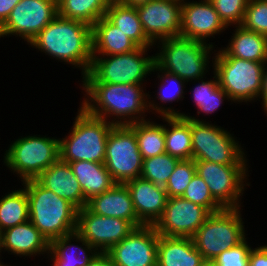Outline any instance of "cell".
Wrapping results in <instances>:
<instances>
[{
	"label": "cell",
	"instance_id": "3",
	"mask_svg": "<svg viewBox=\"0 0 267 266\" xmlns=\"http://www.w3.org/2000/svg\"><path fill=\"white\" fill-rule=\"evenodd\" d=\"M29 203V221L50 243L77 229L78 209L35 179L23 181Z\"/></svg>",
	"mask_w": 267,
	"mask_h": 266
},
{
	"label": "cell",
	"instance_id": "38",
	"mask_svg": "<svg viewBox=\"0 0 267 266\" xmlns=\"http://www.w3.org/2000/svg\"><path fill=\"white\" fill-rule=\"evenodd\" d=\"M221 20L229 25H241L249 0H209Z\"/></svg>",
	"mask_w": 267,
	"mask_h": 266
},
{
	"label": "cell",
	"instance_id": "43",
	"mask_svg": "<svg viewBox=\"0 0 267 266\" xmlns=\"http://www.w3.org/2000/svg\"><path fill=\"white\" fill-rule=\"evenodd\" d=\"M87 266H115L106 253H98Z\"/></svg>",
	"mask_w": 267,
	"mask_h": 266
},
{
	"label": "cell",
	"instance_id": "46",
	"mask_svg": "<svg viewBox=\"0 0 267 266\" xmlns=\"http://www.w3.org/2000/svg\"><path fill=\"white\" fill-rule=\"evenodd\" d=\"M199 266H215L213 261L203 260Z\"/></svg>",
	"mask_w": 267,
	"mask_h": 266
},
{
	"label": "cell",
	"instance_id": "41",
	"mask_svg": "<svg viewBox=\"0 0 267 266\" xmlns=\"http://www.w3.org/2000/svg\"><path fill=\"white\" fill-rule=\"evenodd\" d=\"M248 266H267V245L251 249Z\"/></svg>",
	"mask_w": 267,
	"mask_h": 266
},
{
	"label": "cell",
	"instance_id": "31",
	"mask_svg": "<svg viewBox=\"0 0 267 266\" xmlns=\"http://www.w3.org/2000/svg\"><path fill=\"white\" fill-rule=\"evenodd\" d=\"M134 133L143 159L166 153L165 125L139 121L134 123Z\"/></svg>",
	"mask_w": 267,
	"mask_h": 266
},
{
	"label": "cell",
	"instance_id": "16",
	"mask_svg": "<svg viewBox=\"0 0 267 266\" xmlns=\"http://www.w3.org/2000/svg\"><path fill=\"white\" fill-rule=\"evenodd\" d=\"M210 214L181 196L168 197L162 216L153 226L162 236L192 237Z\"/></svg>",
	"mask_w": 267,
	"mask_h": 266
},
{
	"label": "cell",
	"instance_id": "29",
	"mask_svg": "<svg viewBox=\"0 0 267 266\" xmlns=\"http://www.w3.org/2000/svg\"><path fill=\"white\" fill-rule=\"evenodd\" d=\"M165 125L166 153L179 160L192 159L191 119L179 116L162 117Z\"/></svg>",
	"mask_w": 267,
	"mask_h": 266
},
{
	"label": "cell",
	"instance_id": "39",
	"mask_svg": "<svg viewBox=\"0 0 267 266\" xmlns=\"http://www.w3.org/2000/svg\"><path fill=\"white\" fill-rule=\"evenodd\" d=\"M160 71L159 73H161V76L159 75L158 73V77L157 78H160V81L162 82L161 85H160V89H159V92H157V95H158V99L163 103H166V102H173L175 100H178L184 98L182 94H184V84H185V80H183L182 78L178 77L177 75H174V74H171V73H168L164 70H161L156 64L153 65V68H152V71L155 72V71ZM172 80V81H171ZM167 81H171L172 82V88L174 86V88L172 90L174 91H171L170 89L168 90L165 89L166 88V82ZM168 83V82H167ZM165 87V88H164ZM162 88V89H161ZM164 89V90H163Z\"/></svg>",
	"mask_w": 267,
	"mask_h": 266
},
{
	"label": "cell",
	"instance_id": "32",
	"mask_svg": "<svg viewBox=\"0 0 267 266\" xmlns=\"http://www.w3.org/2000/svg\"><path fill=\"white\" fill-rule=\"evenodd\" d=\"M0 199V230L25 223L29 220V203L26 190L19 189Z\"/></svg>",
	"mask_w": 267,
	"mask_h": 266
},
{
	"label": "cell",
	"instance_id": "33",
	"mask_svg": "<svg viewBox=\"0 0 267 266\" xmlns=\"http://www.w3.org/2000/svg\"><path fill=\"white\" fill-rule=\"evenodd\" d=\"M215 80L203 81L198 79V85L194 87L192 97L194 98L195 104L198 108V114L200 111L205 114H211L217 111V109L222 104V101L226 98L229 101L228 94L219 86V81L217 75L214 73ZM201 81V84L199 82Z\"/></svg>",
	"mask_w": 267,
	"mask_h": 266
},
{
	"label": "cell",
	"instance_id": "7",
	"mask_svg": "<svg viewBox=\"0 0 267 266\" xmlns=\"http://www.w3.org/2000/svg\"><path fill=\"white\" fill-rule=\"evenodd\" d=\"M240 212V208H224L211 213L192 236L195 248L204 260L212 261L245 239V225Z\"/></svg>",
	"mask_w": 267,
	"mask_h": 266
},
{
	"label": "cell",
	"instance_id": "20",
	"mask_svg": "<svg viewBox=\"0 0 267 266\" xmlns=\"http://www.w3.org/2000/svg\"><path fill=\"white\" fill-rule=\"evenodd\" d=\"M87 207L95 214L130 221L136 228L145 224L137 217L129 189L116 183L110 190L93 196Z\"/></svg>",
	"mask_w": 267,
	"mask_h": 266
},
{
	"label": "cell",
	"instance_id": "14",
	"mask_svg": "<svg viewBox=\"0 0 267 266\" xmlns=\"http://www.w3.org/2000/svg\"><path fill=\"white\" fill-rule=\"evenodd\" d=\"M135 228L130 221L95 214L87 206L78 210L76 231L99 253H106Z\"/></svg>",
	"mask_w": 267,
	"mask_h": 266
},
{
	"label": "cell",
	"instance_id": "9",
	"mask_svg": "<svg viewBox=\"0 0 267 266\" xmlns=\"http://www.w3.org/2000/svg\"><path fill=\"white\" fill-rule=\"evenodd\" d=\"M214 57V73L231 102H250L260 96L266 62L221 56L218 52Z\"/></svg>",
	"mask_w": 267,
	"mask_h": 266
},
{
	"label": "cell",
	"instance_id": "8",
	"mask_svg": "<svg viewBox=\"0 0 267 266\" xmlns=\"http://www.w3.org/2000/svg\"><path fill=\"white\" fill-rule=\"evenodd\" d=\"M191 119L192 159L217 164H247L245 153L235 138L215 124L180 113Z\"/></svg>",
	"mask_w": 267,
	"mask_h": 266
},
{
	"label": "cell",
	"instance_id": "48",
	"mask_svg": "<svg viewBox=\"0 0 267 266\" xmlns=\"http://www.w3.org/2000/svg\"><path fill=\"white\" fill-rule=\"evenodd\" d=\"M0 266H8V265H4V264L0 261Z\"/></svg>",
	"mask_w": 267,
	"mask_h": 266
},
{
	"label": "cell",
	"instance_id": "10",
	"mask_svg": "<svg viewBox=\"0 0 267 266\" xmlns=\"http://www.w3.org/2000/svg\"><path fill=\"white\" fill-rule=\"evenodd\" d=\"M59 140L49 137L25 136L11 143L4 163L23 181L36 179L60 159Z\"/></svg>",
	"mask_w": 267,
	"mask_h": 266
},
{
	"label": "cell",
	"instance_id": "18",
	"mask_svg": "<svg viewBox=\"0 0 267 266\" xmlns=\"http://www.w3.org/2000/svg\"><path fill=\"white\" fill-rule=\"evenodd\" d=\"M228 28L219 17L209 0L185 2L182 0L180 37L206 43L207 37H214Z\"/></svg>",
	"mask_w": 267,
	"mask_h": 266
},
{
	"label": "cell",
	"instance_id": "5",
	"mask_svg": "<svg viewBox=\"0 0 267 266\" xmlns=\"http://www.w3.org/2000/svg\"><path fill=\"white\" fill-rule=\"evenodd\" d=\"M160 52L155 54V64L168 73L177 75L187 83L204 78L213 45L184 37L162 39ZM207 66V67H206Z\"/></svg>",
	"mask_w": 267,
	"mask_h": 266
},
{
	"label": "cell",
	"instance_id": "27",
	"mask_svg": "<svg viewBox=\"0 0 267 266\" xmlns=\"http://www.w3.org/2000/svg\"><path fill=\"white\" fill-rule=\"evenodd\" d=\"M69 165L87 201L116 184L104 163L81 160L69 162Z\"/></svg>",
	"mask_w": 267,
	"mask_h": 266
},
{
	"label": "cell",
	"instance_id": "2",
	"mask_svg": "<svg viewBox=\"0 0 267 266\" xmlns=\"http://www.w3.org/2000/svg\"><path fill=\"white\" fill-rule=\"evenodd\" d=\"M38 50L82 69L83 77L92 64L91 26L56 16L31 41Z\"/></svg>",
	"mask_w": 267,
	"mask_h": 266
},
{
	"label": "cell",
	"instance_id": "6",
	"mask_svg": "<svg viewBox=\"0 0 267 266\" xmlns=\"http://www.w3.org/2000/svg\"><path fill=\"white\" fill-rule=\"evenodd\" d=\"M145 47L119 55H92L89 72L82 82L109 84H143L144 78L152 72L155 56H145ZM144 55V56H143ZM108 58H107V57Z\"/></svg>",
	"mask_w": 267,
	"mask_h": 266
},
{
	"label": "cell",
	"instance_id": "13",
	"mask_svg": "<svg viewBox=\"0 0 267 266\" xmlns=\"http://www.w3.org/2000/svg\"><path fill=\"white\" fill-rule=\"evenodd\" d=\"M57 15V0H20L0 27V38L19 35L29 44Z\"/></svg>",
	"mask_w": 267,
	"mask_h": 266
},
{
	"label": "cell",
	"instance_id": "47",
	"mask_svg": "<svg viewBox=\"0 0 267 266\" xmlns=\"http://www.w3.org/2000/svg\"><path fill=\"white\" fill-rule=\"evenodd\" d=\"M2 251V231L0 230V252Z\"/></svg>",
	"mask_w": 267,
	"mask_h": 266
},
{
	"label": "cell",
	"instance_id": "12",
	"mask_svg": "<svg viewBox=\"0 0 267 266\" xmlns=\"http://www.w3.org/2000/svg\"><path fill=\"white\" fill-rule=\"evenodd\" d=\"M195 166L196 173L206 182L212 197L223 208H240L239 198L245 189L247 164L222 165L195 160Z\"/></svg>",
	"mask_w": 267,
	"mask_h": 266
},
{
	"label": "cell",
	"instance_id": "44",
	"mask_svg": "<svg viewBox=\"0 0 267 266\" xmlns=\"http://www.w3.org/2000/svg\"><path fill=\"white\" fill-rule=\"evenodd\" d=\"M267 62L265 63L264 70H263V80H262V91L259 96L262 98V106L264 107V110L266 111L267 114Z\"/></svg>",
	"mask_w": 267,
	"mask_h": 266
},
{
	"label": "cell",
	"instance_id": "34",
	"mask_svg": "<svg viewBox=\"0 0 267 266\" xmlns=\"http://www.w3.org/2000/svg\"><path fill=\"white\" fill-rule=\"evenodd\" d=\"M179 161L168 153L143 159L140 177L165 187Z\"/></svg>",
	"mask_w": 267,
	"mask_h": 266
},
{
	"label": "cell",
	"instance_id": "23",
	"mask_svg": "<svg viewBox=\"0 0 267 266\" xmlns=\"http://www.w3.org/2000/svg\"><path fill=\"white\" fill-rule=\"evenodd\" d=\"M203 260L192 237L159 235L157 266H199Z\"/></svg>",
	"mask_w": 267,
	"mask_h": 266
},
{
	"label": "cell",
	"instance_id": "17",
	"mask_svg": "<svg viewBox=\"0 0 267 266\" xmlns=\"http://www.w3.org/2000/svg\"><path fill=\"white\" fill-rule=\"evenodd\" d=\"M136 10L146 36L153 43L179 36L182 0H151Z\"/></svg>",
	"mask_w": 267,
	"mask_h": 266
},
{
	"label": "cell",
	"instance_id": "19",
	"mask_svg": "<svg viewBox=\"0 0 267 266\" xmlns=\"http://www.w3.org/2000/svg\"><path fill=\"white\" fill-rule=\"evenodd\" d=\"M124 184L129 189L137 217L145 225H154L162 216L168 200L165 188L142 177Z\"/></svg>",
	"mask_w": 267,
	"mask_h": 266
},
{
	"label": "cell",
	"instance_id": "21",
	"mask_svg": "<svg viewBox=\"0 0 267 266\" xmlns=\"http://www.w3.org/2000/svg\"><path fill=\"white\" fill-rule=\"evenodd\" d=\"M35 180L41 186L73 204L78 210L87 206L88 201L84 198L79 181L74 176L69 163L59 159L44 170Z\"/></svg>",
	"mask_w": 267,
	"mask_h": 266
},
{
	"label": "cell",
	"instance_id": "40",
	"mask_svg": "<svg viewBox=\"0 0 267 266\" xmlns=\"http://www.w3.org/2000/svg\"><path fill=\"white\" fill-rule=\"evenodd\" d=\"M251 249L245 238L238 245L221 252L212 261L215 266H248Z\"/></svg>",
	"mask_w": 267,
	"mask_h": 266
},
{
	"label": "cell",
	"instance_id": "36",
	"mask_svg": "<svg viewBox=\"0 0 267 266\" xmlns=\"http://www.w3.org/2000/svg\"><path fill=\"white\" fill-rule=\"evenodd\" d=\"M195 173L196 166L194 159L180 160L164 187L168 197L182 196Z\"/></svg>",
	"mask_w": 267,
	"mask_h": 266
},
{
	"label": "cell",
	"instance_id": "22",
	"mask_svg": "<svg viewBox=\"0 0 267 266\" xmlns=\"http://www.w3.org/2000/svg\"><path fill=\"white\" fill-rule=\"evenodd\" d=\"M50 243L28 220L2 231V249L14 255L35 256L49 252Z\"/></svg>",
	"mask_w": 267,
	"mask_h": 266
},
{
	"label": "cell",
	"instance_id": "15",
	"mask_svg": "<svg viewBox=\"0 0 267 266\" xmlns=\"http://www.w3.org/2000/svg\"><path fill=\"white\" fill-rule=\"evenodd\" d=\"M158 239L154 226L144 225L135 228L106 254L115 266H157Z\"/></svg>",
	"mask_w": 267,
	"mask_h": 266
},
{
	"label": "cell",
	"instance_id": "25",
	"mask_svg": "<svg viewBox=\"0 0 267 266\" xmlns=\"http://www.w3.org/2000/svg\"><path fill=\"white\" fill-rule=\"evenodd\" d=\"M71 240H73V242H81L82 246L85 247L82 248L81 245L79 246L71 244ZM71 248L77 249V253H79H75L76 250H72ZM49 253L51 254L50 257L52 256L50 259H52L54 263L53 266H87L94 259V257L97 256L99 252L96 251V249L92 245H90L85 239H83L77 231H74L70 234L52 240L49 246L48 254Z\"/></svg>",
	"mask_w": 267,
	"mask_h": 266
},
{
	"label": "cell",
	"instance_id": "35",
	"mask_svg": "<svg viewBox=\"0 0 267 266\" xmlns=\"http://www.w3.org/2000/svg\"><path fill=\"white\" fill-rule=\"evenodd\" d=\"M181 197L205 207L210 213H215L224 209L212 197L208 185L197 173L192 177L191 182Z\"/></svg>",
	"mask_w": 267,
	"mask_h": 266
},
{
	"label": "cell",
	"instance_id": "26",
	"mask_svg": "<svg viewBox=\"0 0 267 266\" xmlns=\"http://www.w3.org/2000/svg\"><path fill=\"white\" fill-rule=\"evenodd\" d=\"M236 31L228 46L217 51L221 56H231L255 62H267V37L249 31L241 25L235 26Z\"/></svg>",
	"mask_w": 267,
	"mask_h": 266
},
{
	"label": "cell",
	"instance_id": "45",
	"mask_svg": "<svg viewBox=\"0 0 267 266\" xmlns=\"http://www.w3.org/2000/svg\"><path fill=\"white\" fill-rule=\"evenodd\" d=\"M118 1L127 6L137 7L142 4H146L147 2L151 0H118Z\"/></svg>",
	"mask_w": 267,
	"mask_h": 266
},
{
	"label": "cell",
	"instance_id": "4",
	"mask_svg": "<svg viewBox=\"0 0 267 266\" xmlns=\"http://www.w3.org/2000/svg\"><path fill=\"white\" fill-rule=\"evenodd\" d=\"M77 114L71 133L59 140L60 160L104 163L107 137L114 124L90 115L82 107Z\"/></svg>",
	"mask_w": 267,
	"mask_h": 266
},
{
	"label": "cell",
	"instance_id": "42",
	"mask_svg": "<svg viewBox=\"0 0 267 266\" xmlns=\"http://www.w3.org/2000/svg\"><path fill=\"white\" fill-rule=\"evenodd\" d=\"M20 0H0V27L6 22L12 9Z\"/></svg>",
	"mask_w": 267,
	"mask_h": 266
},
{
	"label": "cell",
	"instance_id": "28",
	"mask_svg": "<svg viewBox=\"0 0 267 266\" xmlns=\"http://www.w3.org/2000/svg\"><path fill=\"white\" fill-rule=\"evenodd\" d=\"M105 17L121 29L139 47L151 48L153 43L145 34L136 7L122 4L118 0H112L106 11Z\"/></svg>",
	"mask_w": 267,
	"mask_h": 266
},
{
	"label": "cell",
	"instance_id": "24",
	"mask_svg": "<svg viewBox=\"0 0 267 266\" xmlns=\"http://www.w3.org/2000/svg\"><path fill=\"white\" fill-rule=\"evenodd\" d=\"M92 55H119L139 46L105 16L91 27Z\"/></svg>",
	"mask_w": 267,
	"mask_h": 266
},
{
	"label": "cell",
	"instance_id": "37",
	"mask_svg": "<svg viewBox=\"0 0 267 266\" xmlns=\"http://www.w3.org/2000/svg\"><path fill=\"white\" fill-rule=\"evenodd\" d=\"M241 26L267 37V0H249Z\"/></svg>",
	"mask_w": 267,
	"mask_h": 266
},
{
	"label": "cell",
	"instance_id": "30",
	"mask_svg": "<svg viewBox=\"0 0 267 266\" xmlns=\"http://www.w3.org/2000/svg\"><path fill=\"white\" fill-rule=\"evenodd\" d=\"M112 0H57L58 16L78 20L91 27L102 17Z\"/></svg>",
	"mask_w": 267,
	"mask_h": 266
},
{
	"label": "cell",
	"instance_id": "11",
	"mask_svg": "<svg viewBox=\"0 0 267 266\" xmlns=\"http://www.w3.org/2000/svg\"><path fill=\"white\" fill-rule=\"evenodd\" d=\"M104 164L116 183L124 184L140 177L143 158L134 133V123L113 125L107 137Z\"/></svg>",
	"mask_w": 267,
	"mask_h": 266
},
{
	"label": "cell",
	"instance_id": "1",
	"mask_svg": "<svg viewBox=\"0 0 267 266\" xmlns=\"http://www.w3.org/2000/svg\"><path fill=\"white\" fill-rule=\"evenodd\" d=\"M141 85L142 84L83 82L82 88L85 90L90 100L84 98L81 107L90 115L102 118L106 121L109 120L107 117L116 116L118 120L114 118V120L111 121L114 125H130L139 121H144V115L142 114L149 109L156 110L162 117H180V112H175L174 109L172 110L169 107L165 108L161 105L158 106L155 102H153V104L151 100L148 102L147 99H149L150 95L144 93L142 89L143 85L142 87Z\"/></svg>",
	"mask_w": 267,
	"mask_h": 266
}]
</instances>
